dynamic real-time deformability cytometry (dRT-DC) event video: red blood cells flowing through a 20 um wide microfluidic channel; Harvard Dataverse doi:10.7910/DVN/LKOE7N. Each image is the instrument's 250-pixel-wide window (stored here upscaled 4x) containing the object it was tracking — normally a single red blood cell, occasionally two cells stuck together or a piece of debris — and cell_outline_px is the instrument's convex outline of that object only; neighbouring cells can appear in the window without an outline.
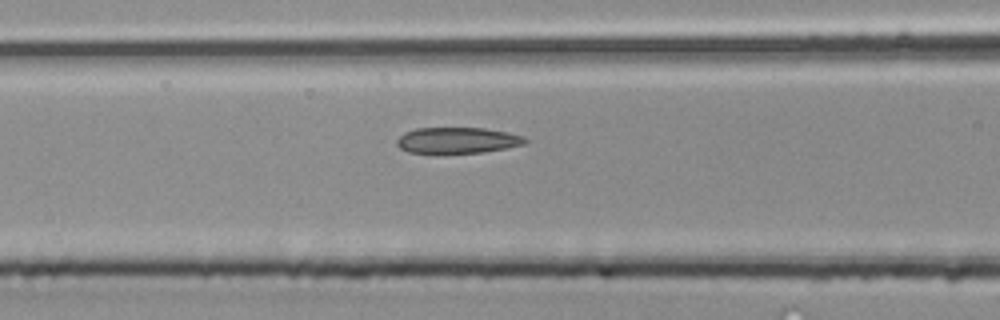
{"species": "common noctule bat (a hibernating species)", "species_latin": "Nyctalus noctula", "temperature_condition": "room temperature", "stored_images_in_passage": 32, "camera_frame_rate_fps": 3000, "um_per_image_px": 0.085, "animal": {"sex": "male", "body_mass_g": 20.4}, "frame": {"image": 1, "passage_image": 14, "time_ms": 4.333, "image_size_px": [1000, 320], "cell_outline_px": [[528, 140], [524, 144], [504, 148], [480, 152], [408, 152], [400, 148], [396, 144], [396, 140], [404, 132], [416, 128], [484, 128], [508, 132], [524, 136]], "centroid_in_image_um": [38.87, 11.9], "position_along_channel_um": 127.7, "area_um2": 19.13}}
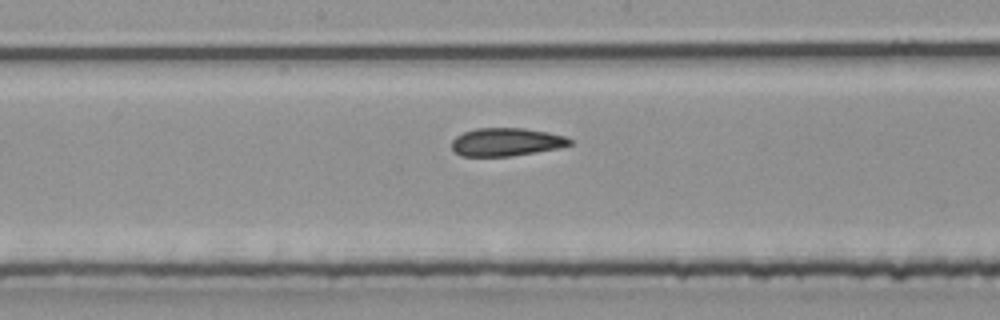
{"frame": {"image": 2, "passage_image": 19, "time_ms": 6.0, "image_size_px": [1000, 320], "cell_outline_px": [[572, 144], [560, 148], [512, 156], [460, 156], [452, 148], [452, 140], [456, 136], [464, 132], [476, 128], [524, 128], [548, 132], [564, 136], [572, 140]], "centroid_in_image_um": [43.04, 12.07], "position_along_channel_um": 205.2, "area_um2": 19.36}}
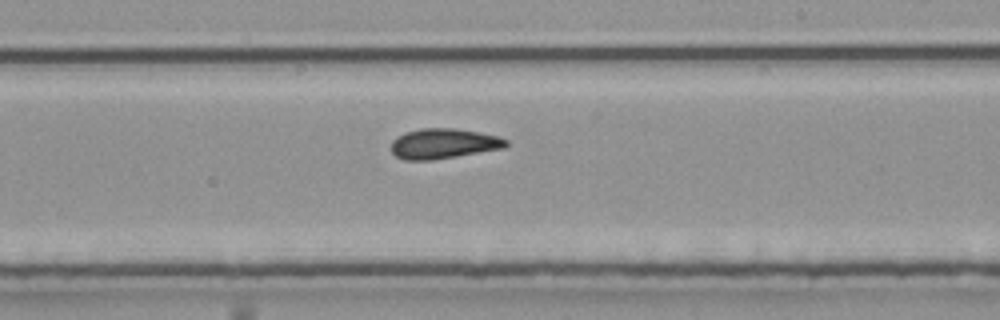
{"frame": {"image": 3, "passage_image": 22, "time_ms": 7.0, "image_size_px": [1000, 320], "cell_outline_px": [[508, 144], [504, 148], [432, 160], [404, 160], [396, 156], [392, 152], [392, 140], [396, 136], [404, 132], [420, 128], [452, 128], [480, 132], [500, 136], [508, 140]], "centroid_in_image_um": [37.69, 12.2], "position_along_channel_um": 251.3, "area_um2": 20.29}}